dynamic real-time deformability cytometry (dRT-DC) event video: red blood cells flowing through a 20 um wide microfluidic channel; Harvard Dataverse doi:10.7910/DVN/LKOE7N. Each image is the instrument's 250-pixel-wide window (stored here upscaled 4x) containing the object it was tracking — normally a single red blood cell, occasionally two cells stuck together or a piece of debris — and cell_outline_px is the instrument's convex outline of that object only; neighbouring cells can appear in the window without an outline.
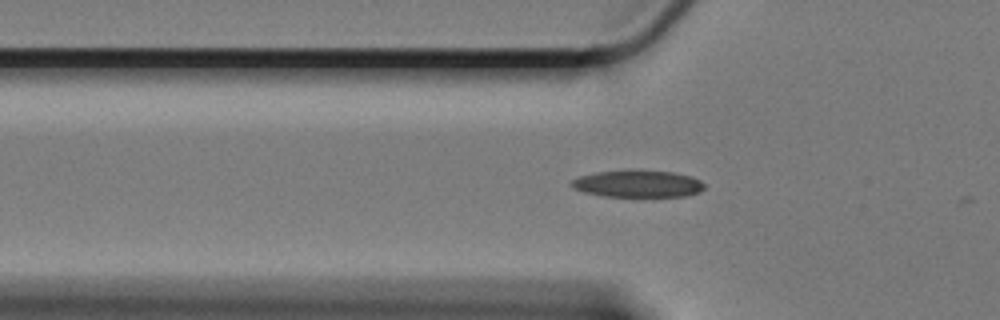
{"species": "Egyptian fruit bat (a non-hibernating species)", "species_latin": "Rousettus aegyptiacus", "temperature_condition": "cold", "stored_images_in_passage": 36, "camera_frame_rate_fps": 3000, "um_per_image_px": 0.085, "animal": {"sex": "female"}, "frame": {"image": 1, "passage_image": 6, "time_ms": 1.667, "image_size_px": [1000, 320], "cell_outline_px": [[704, 188], [700, 192], [688, 196], [604, 196], [584, 192], [572, 188], [572, 180], [580, 176], [596, 172], [632, 168], [672, 172], [692, 176], [700, 180], [704, 184]], "centroid_in_image_um": [54.23, 15.59], "position_along_channel_um": 71.6, "area_um2": 21.33}}
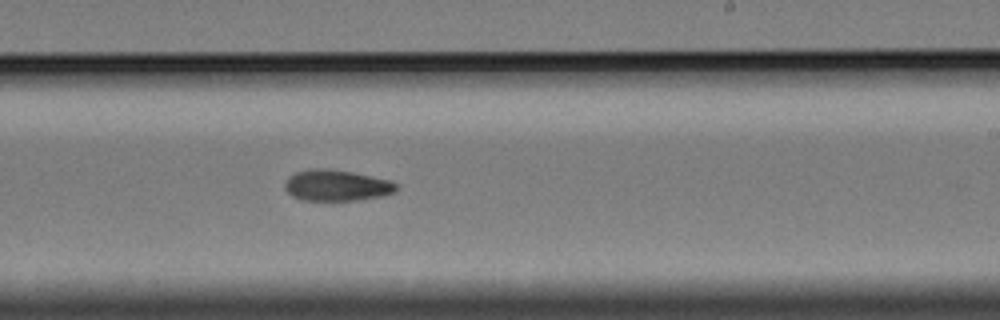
{"frame": {"image": 2, "passage_image": 23, "time_ms": 7.333, "image_size_px": [1000, 320], "cell_outline_px": [[396, 192], [384, 196], [360, 200], [300, 200], [292, 196], [284, 188], [284, 184], [288, 176], [296, 172], [312, 168], [328, 168], [352, 172], [388, 180], [396, 184]], "centroid_in_image_um": [28.58, 15.76], "position_along_channel_um": 260.4, "area_um2": 20.29}}
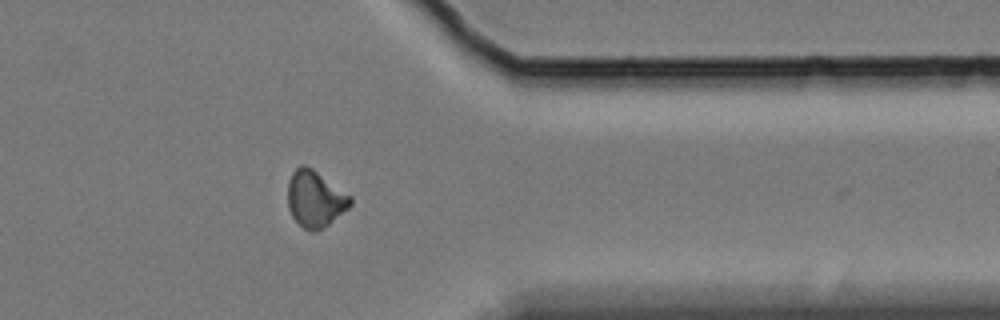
{"frame": {"image": 3, "passage_image": 35, "time_ms": 11.333, "image_size_px": [1000, 320], "cell_outline_px": [[352, 204], [348, 208], [324, 228], [316, 232], [312, 232], [304, 228], [292, 216], [288, 208], [288, 180], [292, 172], [300, 164], [304, 164], [312, 168], [352, 196]], "centroid_in_image_um": [26.78, 16.9], "position_along_channel_um": 384.6, "area_um2": 20.69}}